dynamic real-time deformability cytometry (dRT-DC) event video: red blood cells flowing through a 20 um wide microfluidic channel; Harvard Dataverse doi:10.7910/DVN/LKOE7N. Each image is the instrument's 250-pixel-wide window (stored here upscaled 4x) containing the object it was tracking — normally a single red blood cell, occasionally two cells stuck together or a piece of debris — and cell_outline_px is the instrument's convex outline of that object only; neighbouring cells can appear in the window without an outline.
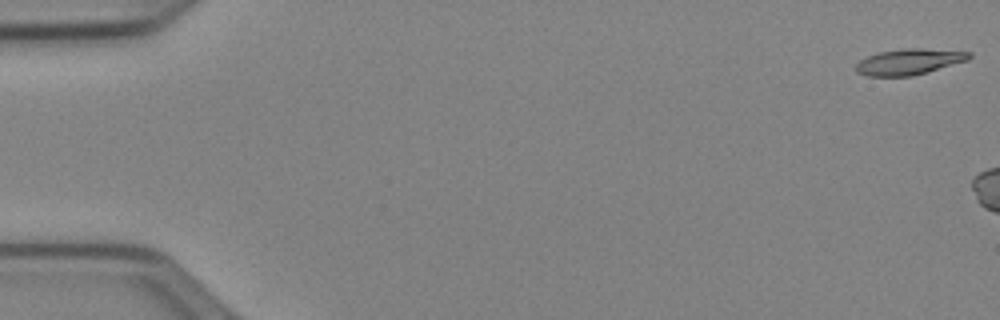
{"species": "Egyptian fruit bat (a non-hibernating species)", "species_latin": "Rousettus aegyptiacus", "temperature_condition": "cold", "stored_images_in_passage": 8, "camera_frame_rate_fps": 3000, "um_per_image_px": 0.085, "animal": {"sex": "female"}, "frame": {"image": 1, "passage_image": 1, "time_ms": 0.0, "image_size_px": [1000, 320], "cell_outline_px": [[972, 56], [968, 60], [912, 76], [868, 76], [856, 72], [856, 64], [860, 60], [868, 56], [880, 52], [904, 48], [920, 48], [972, 52]], "centroid_in_image_um": [77.27, 5.24], "position_along_channel_um": 7.7, "area_um2": 16.94}}